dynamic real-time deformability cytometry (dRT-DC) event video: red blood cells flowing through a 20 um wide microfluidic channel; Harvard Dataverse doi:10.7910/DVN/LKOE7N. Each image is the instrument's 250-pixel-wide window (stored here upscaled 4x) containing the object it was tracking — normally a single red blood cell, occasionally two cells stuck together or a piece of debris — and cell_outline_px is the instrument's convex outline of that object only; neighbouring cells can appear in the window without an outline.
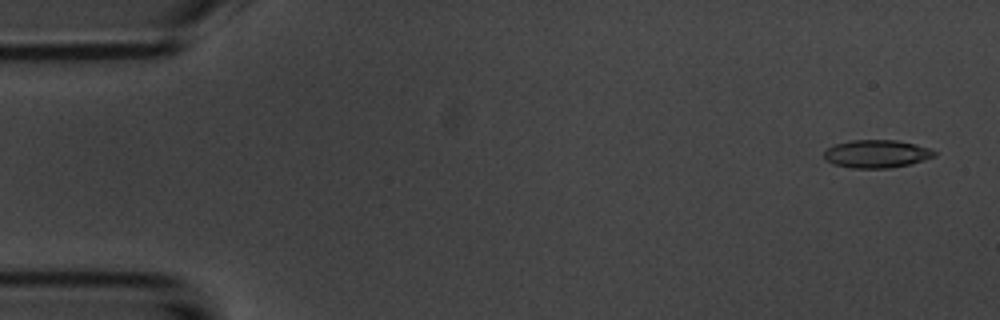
{"species": "common noctule bat (a hibernating species)", "species_latin": "Nyctalus noctula", "temperature_condition": "room temperature", "stored_images_in_passage": 54, "camera_frame_rate_fps": 3000, "um_per_image_px": 0.085, "animal": {"sex": "male", "body_mass_g": 20.1, "forearm_length_mm": 53.5}, "frame": {"image": 1, "passage_image": 2, "time_ms": 0.333, "image_size_px": [1000, 320], "cell_outline_px": [[936, 156], [924, 160], [908, 164], [888, 168], [852, 168], [832, 164], [824, 160], [824, 152], [828, 148], [836, 144], [852, 140], [896, 140], [916, 144], [928, 148], [936, 152]], "centroid_in_image_um": [74.49, 13.08], "position_along_channel_um": 10.5, "area_um2": 17.92}}
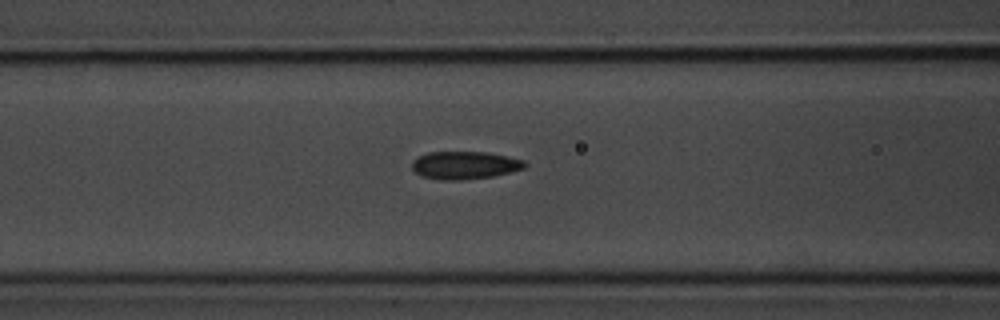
{"frame": {"image": 2, "passage_image": 21, "time_ms": 6.667, "image_size_px": [1000, 320], "cell_outline_px": [[528, 164], [524, 168], [492, 176], [460, 180], [440, 180], [420, 176], [412, 168], [412, 160], [428, 152], [488, 152], [508, 156], [524, 160]], "centroid_in_image_um": [39.49, 14.04], "position_along_channel_um": 127.1, "area_um2": 18.26}}
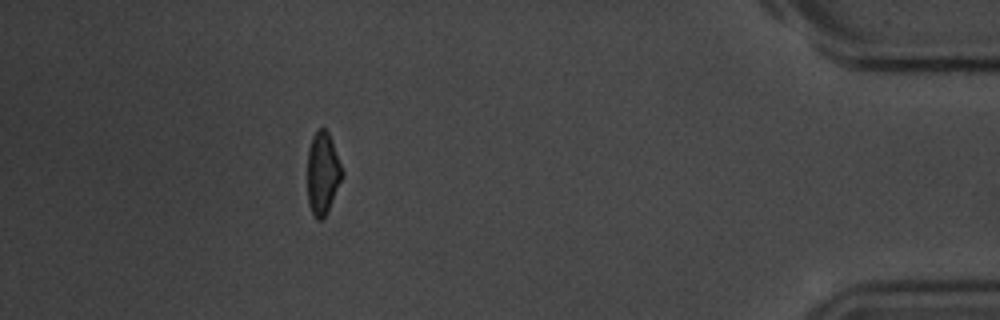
{"frame": {"image": 3, "passage_image": 48, "time_ms": 15.667, "image_size_px": [1000, 320], "cell_outline_px": [[344, 176], [328, 212], [320, 220], [316, 220], [308, 204], [308, 148], [312, 136], [316, 128], [324, 128], [328, 132], [332, 140], [344, 172]], "centroid_in_image_um": [27.44, 14.72], "position_along_channel_um": 407.8, "area_um2": 16.99}, "authors_computed_cell_mechanics": {"area_um2": 18.0625, "velocity_mm_per_s": 3.7143, "shape_relaxation_time_tau1_ms": 3.9756, "shape_relaxation_time_tau2_ms": 1.8102, "deformation_change_tau1": 0.1242, "deformation_change_tau2": 0.0842}}